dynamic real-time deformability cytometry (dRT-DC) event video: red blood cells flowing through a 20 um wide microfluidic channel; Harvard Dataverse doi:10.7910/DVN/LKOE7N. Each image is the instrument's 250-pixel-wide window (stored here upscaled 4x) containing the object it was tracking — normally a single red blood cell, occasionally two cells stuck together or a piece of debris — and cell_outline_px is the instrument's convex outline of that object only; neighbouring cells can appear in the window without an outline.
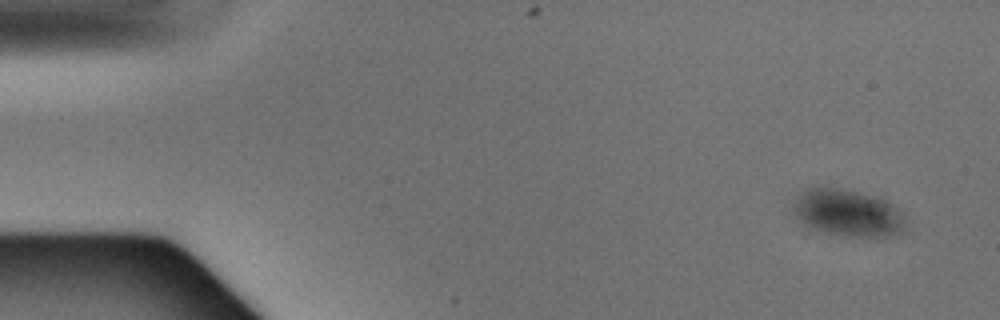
{"species": "Egyptian fruit bat (a non-hibernating species)", "species_latin": "Rousettus aegyptiacus", "temperature_condition": "warm", "stored_images_in_passage": 4, "camera_frame_rate_fps": 3000, "um_per_image_px": 0.085, "animal": {"sex": "male"}, "frame": {"image": 1, "passage_image": 1, "time_ms": 0.0, "image_size_px": [1000, 320], "cell_outline_px": [[904, 232], [884, 236], [848, 236], [808, 228], [792, 212], [792, 208], [800, 192], [808, 188], [820, 184], [888, 196], [900, 208], [904, 224]], "centroid_in_image_um": [72.09, 18.01], "position_along_channel_um": 12.9, "area_um2": 31.91}}
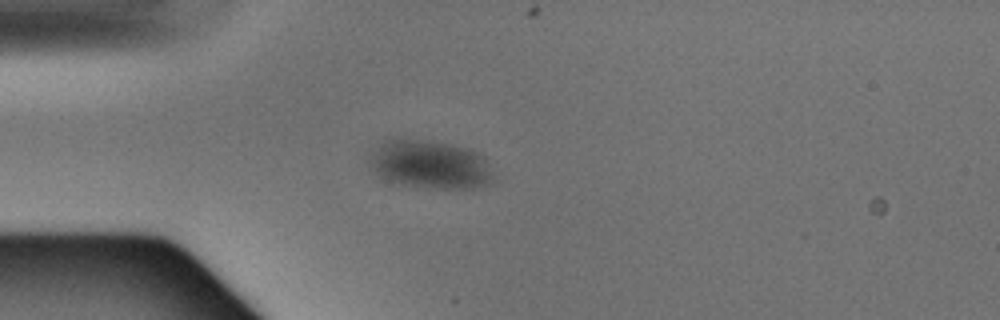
{"frame": {"image": 2, "passage_image": 4, "time_ms": 1.0, "image_size_px": [1000, 320], "cell_outline_px": [[492, 180], [488, 184], [476, 188], [424, 188], [392, 184], [376, 176], [368, 164], [368, 160], [372, 152], [384, 140], [392, 136], [404, 136], [432, 140], [452, 144], [468, 148], [484, 156], [492, 176]], "centroid_in_image_um": [36.44, 13.95], "position_along_channel_um": 48.6, "area_um2": 36.24}}